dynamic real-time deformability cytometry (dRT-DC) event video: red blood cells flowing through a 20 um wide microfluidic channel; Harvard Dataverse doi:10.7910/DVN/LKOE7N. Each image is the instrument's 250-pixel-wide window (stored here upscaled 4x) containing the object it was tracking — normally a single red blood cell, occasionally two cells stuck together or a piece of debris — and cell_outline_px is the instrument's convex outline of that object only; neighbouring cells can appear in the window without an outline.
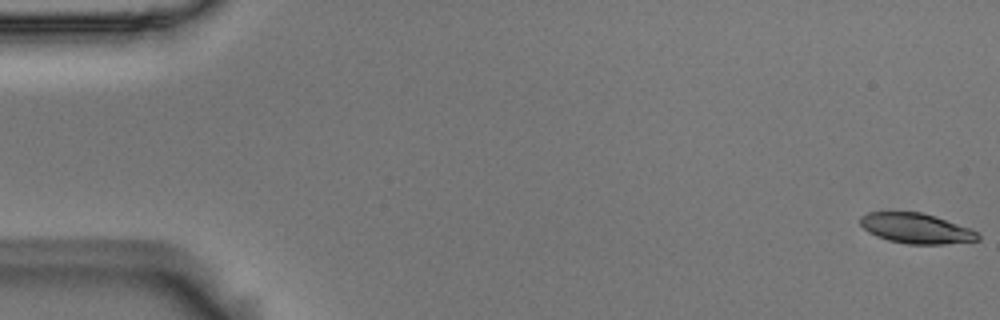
{"species": "Egyptian fruit bat (a non-hibernating species)", "species_latin": "Rousettus aegyptiacus", "temperature_condition": "room temperature", "stored_images_in_passage": 55, "camera_frame_rate_fps": 3000, "um_per_image_px": 0.085, "animal": {"sex": "male"}, "frame": {"image": 1, "passage_image": 1, "time_ms": 0.0, "image_size_px": [1000, 320], "cell_outline_px": [[980, 240], [944, 244], [908, 244], [888, 240], [876, 236], [868, 232], [860, 224], [860, 216], [868, 212], [920, 212], [936, 216], [980, 232]], "centroid_in_image_um": [77.88, 19.41], "position_along_channel_um": 7.1, "area_um2": 20.75}}
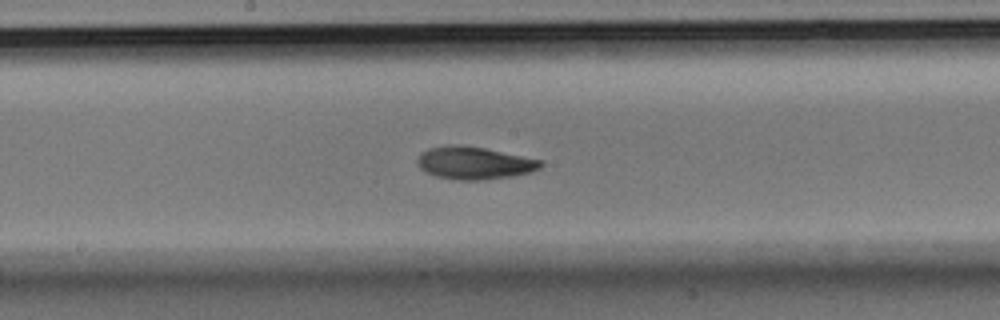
{"frame": {"image": 2, "passage_image": 29, "time_ms": 9.333, "image_size_px": [1000, 320], "cell_outline_px": [[544, 164], [540, 168], [532, 172], [512, 176], [484, 180], [456, 180], [436, 176], [424, 172], [416, 164], [416, 160], [420, 152], [428, 148], [456, 144], [484, 148], [544, 160]], "centroid_in_image_um": [40.31, 13.86], "position_along_channel_um": 207.9, "area_um2": 23.7}}
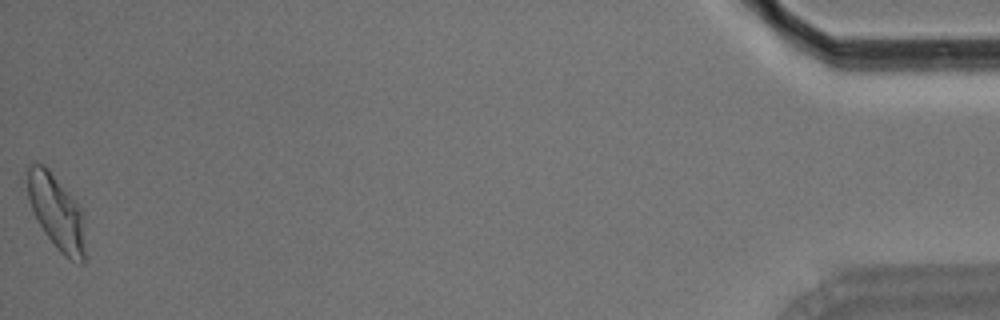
{"frame": {"image": 3, "passage_image": 55, "time_ms": 18.0, "image_size_px": [1000, 320], "cell_outline_px": [[88, 256], [84, 264], [80, 264], [68, 260], [56, 248], [44, 232], [32, 212], [28, 196], [28, 164], [36, 160], [44, 164], [48, 168], [76, 200], [84, 216]], "centroid_in_image_um": [4.87, 18.1], "position_along_channel_um": 430.3, "area_um2": 26.24}, "authors_computed_cell_mechanics": {"area_um2": 22.6576, "velocity_mm_per_s": 3.6881, "shape_relaxation_time_tau1_ms": 4.8593, "shape_relaxation_time_tau2_ms": 4.3414, "deformation_change_tau1": 0.1625, "deformation_change_tau2": 0.1047}}